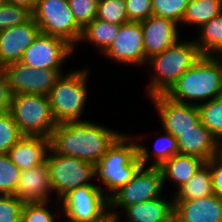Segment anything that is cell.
Returning <instances> with one entry per match:
<instances>
[{
    "instance_id": "obj_1",
    "label": "cell",
    "mask_w": 222,
    "mask_h": 222,
    "mask_svg": "<svg viewBox=\"0 0 222 222\" xmlns=\"http://www.w3.org/2000/svg\"><path fill=\"white\" fill-rule=\"evenodd\" d=\"M120 135L93 121H67L58 123L53 129L49 137L50 150L95 165Z\"/></svg>"
},
{
    "instance_id": "obj_2",
    "label": "cell",
    "mask_w": 222,
    "mask_h": 222,
    "mask_svg": "<svg viewBox=\"0 0 222 222\" xmlns=\"http://www.w3.org/2000/svg\"><path fill=\"white\" fill-rule=\"evenodd\" d=\"M165 95L173 101L195 105L221 96L222 56H201Z\"/></svg>"
},
{
    "instance_id": "obj_3",
    "label": "cell",
    "mask_w": 222,
    "mask_h": 222,
    "mask_svg": "<svg viewBox=\"0 0 222 222\" xmlns=\"http://www.w3.org/2000/svg\"><path fill=\"white\" fill-rule=\"evenodd\" d=\"M135 138L122 133L95 164V177L105 185V188L100 185V189L103 193L107 191L108 198L133 179L143 166L138 156V140L141 141L142 136Z\"/></svg>"
},
{
    "instance_id": "obj_4",
    "label": "cell",
    "mask_w": 222,
    "mask_h": 222,
    "mask_svg": "<svg viewBox=\"0 0 222 222\" xmlns=\"http://www.w3.org/2000/svg\"><path fill=\"white\" fill-rule=\"evenodd\" d=\"M201 56L194 39L179 40L173 46L149 58L147 63L153 68L154 76H151V82L146 90L148 97L166 94L178 78Z\"/></svg>"
},
{
    "instance_id": "obj_5",
    "label": "cell",
    "mask_w": 222,
    "mask_h": 222,
    "mask_svg": "<svg viewBox=\"0 0 222 222\" xmlns=\"http://www.w3.org/2000/svg\"><path fill=\"white\" fill-rule=\"evenodd\" d=\"M89 68L75 69L62 74L51 88L48 98L52 115L56 123L83 120L84 107L87 102Z\"/></svg>"
},
{
    "instance_id": "obj_6",
    "label": "cell",
    "mask_w": 222,
    "mask_h": 222,
    "mask_svg": "<svg viewBox=\"0 0 222 222\" xmlns=\"http://www.w3.org/2000/svg\"><path fill=\"white\" fill-rule=\"evenodd\" d=\"M10 113L23 135L49 138L57 125L48 95H14Z\"/></svg>"
},
{
    "instance_id": "obj_7",
    "label": "cell",
    "mask_w": 222,
    "mask_h": 222,
    "mask_svg": "<svg viewBox=\"0 0 222 222\" xmlns=\"http://www.w3.org/2000/svg\"><path fill=\"white\" fill-rule=\"evenodd\" d=\"M32 18L41 33L62 38L74 49L80 42L83 29L76 23L68 0H38Z\"/></svg>"
},
{
    "instance_id": "obj_8",
    "label": "cell",
    "mask_w": 222,
    "mask_h": 222,
    "mask_svg": "<svg viewBox=\"0 0 222 222\" xmlns=\"http://www.w3.org/2000/svg\"><path fill=\"white\" fill-rule=\"evenodd\" d=\"M46 164L57 201L77 187L96 185L89 182L95 179V165L92 163L49 150Z\"/></svg>"
},
{
    "instance_id": "obj_9",
    "label": "cell",
    "mask_w": 222,
    "mask_h": 222,
    "mask_svg": "<svg viewBox=\"0 0 222 222\" xmlns=\"http://www.w3.org/2000/svg\"><path fill=\"white\" fill-rule=\"evenodd\" d=\"M163 175L159 167L142 166L133 179L109 198V214L119 216L126 207L162 197ZM118 212V213H117Z\"/></svg>"
},
{
    "instance_id": "obj_10",
    "label": "cell",
    "mask_w": 222,
    "mask_h": 222,
    "mask_svg": "<svg viewBox=\"0 0 222 222\" xmlns=\"http://www.w3.org/2000/svg\"><path fill=\"white\" fill-rule=\"evenodd\" d=\"M104 194L97 185H84L70 191L60 200L61 214L66 218L61 221H101L109 214V198Z\"/></svg>"
},
{
    "instance_id": "obj_11",
    "label": "cell",
    "mask_w": 222,
    "mask_h": 222,
    "mask_svg": "<svg viewBox=\"0 0 222 222\" xmlns=\"http://www.w3.org/2000/svg\"><path fill=\"white\" fill-rule=\"evenodd\" d=\"M3 70L14 95H48L62 73L65 74L63 70L31 68L21 61L11 63Z\"/></svg>"
},
{
    "instance_id": "obj_12",
    "label": "cell",
    "mask_w": 222,
    "mask_h": 222,
    "mask_svg": "<svg viewBox=\"0 0 222 222\" xmlns=\"http://www.w3.org/2000/svg\"><path fill=\"white\" fill-rule=\"evenodd\" d=\"M74 50L64 39L40 32L20 61L35 69L62 70Z\"/></svg>"
},
{
    "instance_id": "obj_13",
    "label": "cell",
    "mask_w": 222,
    "mask_h": 222,
    "mask_svg": "<svg viewBox=\"0 0 222 222\" xmlns=\"http://www.w3.org/2000/svg\"><path fill=\"white\" fill-rule=\"evenodd\" d=\"M149 99L158 112L163 130L176 138L182 132L193 129L200 121L199 110L195 104L176 102L165 94L154 95Z\"/></svg>"
},
{
    "instance_id": "obj_14",
    "label": "cell",
    "mask_w": 222,
    "mask_h": 222,
    "mask_svg": "<svg viewBox=\"0 0 222 222\" xmlns=\"http://www.w3.org/2000/svg\"><path fill=\"white\" fill-rule=\"evenodd\" d=\"M119 64L146 65L141 22L129 21L120 26L117 38L103 54Z\"/></svg>"
},
{
    "instance_id": "obj_15",
    "label": "cell",
    "mask_w": 222,
    "mask_h": 222,
    "mask_svg": "<svg viewBox=\"0 0 222 222\" xmlns=\"http://www.w3.org/2000/svg\"><path fill=\"white\" fill-rule=\"evenodd\" d=\"M39 33L40 29L33 18L0 31V68L20 61Z\"/></svg>"
},
{
    "instance_id": "obj_16",
    "label": "cell",
    "mask_w": 222,
    "mask_h": 222,
    "mask_svg": "<svg viewBox=\"0 0 222 222\" xmlns=\"http://www.w3.org/2000/svg\"><path fill=\"white\" fill-rule=\"evenodd\" d=\"M179 24L167 18L152 15L141 22L146 64L149 58L176 44L179 38Z\"/></svg>"
},
{
    "instance_id": "obj_17",
    "label": "cell",
    "mask_w": 222,
    "mask_h": 222,
    "mask_svg": "<svg viewBox=\"0 0 222 222\" xmlns=\"http://www.w3.org/2000/svg\"><path fill=\"white\" fill-rule=\"evenodd\" d=\"M53 192L49 169L45 162L21 172L14 196L23 203H49Z\"/></svg>"
},
{
    "instance_id": "obj_18",
    "label": "cell",
    "mask_w": 222,
    "mask_h": 222,
    "mask_svg": "<svg viewBox=\"0 0 222 222\" xmlns=\"http://www.w3.org/2000/svg\"><path fill=\"white\" fill-rule=\"evenodd\" d=\"M175 222H222V197L174 200Z\"/></svg>"
},
{
    "instance_id": "obj_19",
    "label": "cell",
    "mask_w": 222,
    "mask_h": 222,
    "mask_svg": "<svg viewBox=\"0 0 222 222\" xmlns=\"http://www.w3.org/2000/svg\"><path fill=\"white\" fill-rule=\"evenodd\" d=\"M180 154L193 155L210 161L221 153L222 145L214 135L199 121L193 129L182 132L177 137Z\"/></svg>"
},
{
    "instance_id": "obj_20",
    "label": "cell",
    "mask_w": 222,
    "mask_h": 222,
    "mask_svg": "<svg viewBox=\"0 0 222 222\" xmlns=\"http://www.w3.org/2000/svg\"><path fill=\"white\" fill-rule=\"evenodd\" d=\"M50 139L43 136L24 135L7 153L21 170L35 168L46 162Z\"/></svg>"
},
{
    "instance_id": "obj_21",
    "label": "cell",
    "mask_w": 222,
    "mask_h": 222,
    "mask_svg": "<svg viewBox=\"0 0 222 222\" xmlns=\"http://www.w3.org/2000/svg\"><path fill=\"white\" fill-rule=\"evenodd\" d=\"M123 212L128 222H172L174 220V196L156 198L126 207Z\"/></svg>"
},
{
    "instance_id": "obj_22",
    "label": "cell",
    "mask_w": 222,
    "mask_h": 222,
    "mask_svg": "<svg viewBox=\"0 0 222 222\" xmlns=\"http://www.w3.org/2000/svg\"><path fill=\"white\" fill-rule=\"evenodd\" d=\"M205 163L203 159L193 155H174L160 167L164 186L169 179L176 186L174 190H179Z\"/></svg>"
},
{
    "instance_id": "obj_23",
    "label": "cell",
    "mask_w": 222,
    "mask_h": 222,
    "mask_svg": "<svg viewBox=\"0 0 222 222\" xmlns=\"http://www.w3.org/2000/svg\"><path fill=\"white\" fill-rule=\"evenodd\" d=\"M165 135L158 137L154 143V151L148 152V147L138 141V156L142 165L147 167L148 160L153 159L149 167H161L167 160L179 153L177 138L167 131ZM152 155H151V154ZM154 157V158H153Z\"/></svg>"
},
{
    "instance_id": "obj_24",
    "label": "cell",
    "mask_w": 222,
    "mask_h": 222,
    "mask_svg": "<svg viewBox=\"0 0 222 222\" xmlns=\"http://www.w3.org/2000/svg\"><path fill=\"white\" fill-rule=\"evenodd\" d=\"M213 194L212 174L208 161L173 196L174 200H193Z\"/></svg>"
},
{
    "instance_id": "obj_25",
    "label": "cell",
    "mask_w": 222,
    "mask_h": 222,
    "mask_svg": "<svg viewBox=\"0 0 222 222\" xmlns=\"http://www.w3.org/2000/svg\"><path fill=\"white\" fill-rule=\"evenodd\" d=\"M120 26L95 18L82 30L80 42L88 41L103 55L117 38Z\"/></svg>"
},
{
    "instance_id": "obj_26",
    "label": "cell",
    "mask_w": 222,
    "mask_h": 222,
    "mask_svg": "<svg viewBox=\"0 0 222 222\" xmlns=\"http://www.w3.org/2000/svg\"><path fill=\"white\" fill-rule=\"evenodd\" d=\"M199 29L195 44L201 55L222 56V11Z\"/></svg>"
},
{
    "instance_id": "obj_27",
    "label": "cell",
    "mask_w": 222,
    "mask_h": 222,
    "mask_svg": "<svg viewBox=\"0 0 222 222\" xmlns=\"http://www.w3.org/2000/svg\"><path fill=\"white\" fill-rule=\"evenodd\" d=\"M222 11V0H190L181 25L189 24L201 28Z\"/></svg>"
},
{
    "instance_id": "obj_28",
    "label": "cell",
    "mask_w": 222,
    "mask_h": 222,
    "mask_svg": "<svg viewBox=\"0 0 222 222\" xmlns=\"http://www.w3.org/2000/svg\"><path fill=\"white\" fill-rule=\"evenodd\" d=\"M200 122L222 145V95L210 101L197 104Z\"/></svg>"
},
{
    "instance_id": "obj_29",
    "label": "cell",
    "mask_w": 222,
    "mask_h": 222,
    "mask_svg": "<svg viewBox=\"0 0 222 222\" xmlns=\"http://www.w3.org/2000/svg\"><path fill=\"white\" fill-rule=\"evenodd\" d=\"M96 18L122 25L129 22L124 0H99Z\"/></svg>"
},
{
    "instance_id": "obj_30",
    "label": "cell",
    "mask_w": 222,
    "mask_h": 222,
    "mask_svg": "<svg viewBox=\"0 0 222 222\" xmlns=\"http://www.w3.org/2000/svg\"><path fill=\"white\" fill-rule=\"evenodd\" d=\"M23 136L10 111L0 113V154H7Z\"/></svg>"
},
{
    "instance_id": "obj_31",
    "label": "cell",
    "mask_w": 222,
    "mask_h": 222,
    "mask_svg": "<svg viewBox=\"0 0 222 222\" xmlns=\"http://www.w3.org/2000/svg\"><path fill=\"white\" fill-rule=\"evenodd\" d=\"M21 172L7 154H0V195H14Z\"/></svg>"
},
{
    "instance_id": "obj_32",
    "label": "cell",
    "mask_w": 222,
    "mask_h": 222,
    "mask_svg": "<svg viewBox=\"0 0 222 222\" xmlns=\"http://www.w3.org/2000/svg\"><path fill=\"white\" fill-rule=\"evenodd\" d=\"M190 0H152L153 15L181 24Z\"/></svg>"
},
{
    "instance_id": "obj_33",
    "label": "cell",
    "mask_w": 222,
    "mask_h": 222,
    "mask_svg": "<svg viewBox=\"0 0 222 222\" xmlns=\"http://www.w3.org/2000/svg\"><path fill=\"white\" fill-rule=\"evenodd\" d=\"M32 18V11L20 5L4 3L0 6V31L26 23Z\"/></svg>"
},
{
    "instance_id": "obj_34",
    "label": "cell",
    "mask_w": 222,
    "mask_h": 222,
    "mask_svg": "<svg viewBox=\"0 0 222 222\" xmlns=\"http://www.w3.org/2000/svg\"><path fill=\"white\" fill-rule=\"evenodd\" d=\"M99 0H68L76 23L84 29L96 18Z\"/></svg>"
},
{
    "instance_id": "obj_35",
    "label": "cell",
    "mask_w": 222,
    "mask_h": 222,
    "mask_svg": "<svg viewBox=\"0 0 222 222\" xmlns=\"http://www.w3.org/2000/svg\"><path fill=\"white\" fill-rule=\"evenodd\" d=\"M48 204L50 203H24L21 211V222L58 221L55 219V215L50 211L51 209L48 208Z\"/></svg>"
},
{
    "instance_id": "obj_36",
    "label": "cell",
    "mask_w": 222,
    "mask_h": 222,
    "mask_svg": "<svg viewBox=\"0 0 222 222\" xmlns=\"http://www.w3.org/2000/svg\"><path fill=\"white\" fill-rule=\"evenodd\" d=\"M23 204L14 195H0V222H21Z\"/></svg>"
},
{
    "instance_id": "obj_37",
    "label": "cell",
    "mask_w": 222,
    "mask_h": 222,
    "mask_svg": "<svg viewBox=\"0 0 222 222\" xmlns=\"http://www.w3.org/2000/svg\"><path fill=\"white\" fill-rule=\"evenodd\" d=\"M129 21L142 22L153 15L152 0H124Z\"/></svg>"
},
{
    "instance_id": "obj_38",
    "label": "cell",
    "mask_w": 222,
    "mask_h": 222,
    "mask_svg": "<svg viewBox=\"0 0 222 222\" xmlns=\"http://www.w3.org/2000/svg\"><path fill=\"white\" fill-rule=\"evenodd\" d=\"M13 96L7 76L3 68H0V113L10 111Z\"/></svg>"
},
{
    "instance_id": "obj_39",
    "label": "cell",
    "mask_w": 222,
    "mask_h": 222,
    "mask_svg": "<svg viewBox=\"0 0 222 222\" xmlns=\"http://www.w3.org/2000/svg\"><path fill=\"white\" fill-rule=\"evenodd\" d=\"M214 194L222 197V152L210 160Z\"/></svg>"
},
{
    "instance_id": "obj_40",
    "label": "cell",
    "mask_w": 222,
    "mask_h": 222,
    "mask_svg": "<svg viewBox=\"0 0 222 222\" xmlns=\"http://www.w3.org/2000/svg\"><path fill=\"white\" fill-rule=\"evenodd\" d=\"M38 0H6L7 3H11L14 5H20L28 8L33 11Z\"/></svg>"
},
{
    "instance_id": "obj_41",
    "label": "cell",
    "mask_w": 222,
    "mask_h": 222,
    "mask_svg": "<svg viewBox=\"0 0 222 222\" xmlns=\"http://www.w3.org/2000/svg\"><path fill=\"white\" fill-rule=\"evenodd\" d=\"M120 216L108 214L104 219L99 222H120Z\"/></svg>"
},
{
    "instance_id": "obj_42",
    "label": "cell",
    "mask_w": 222,
    "mask_h": 222,
    "mask_svg": "<svg viewBox=\"0 0 222 222\" xmlns=\"http://www.w3.org/2000/svg\"><path fill=\"white\" fill-rule=\"evenodd\" d=\"M6 3V0H0V6Z\"/></svg>"
}]
</instances>
